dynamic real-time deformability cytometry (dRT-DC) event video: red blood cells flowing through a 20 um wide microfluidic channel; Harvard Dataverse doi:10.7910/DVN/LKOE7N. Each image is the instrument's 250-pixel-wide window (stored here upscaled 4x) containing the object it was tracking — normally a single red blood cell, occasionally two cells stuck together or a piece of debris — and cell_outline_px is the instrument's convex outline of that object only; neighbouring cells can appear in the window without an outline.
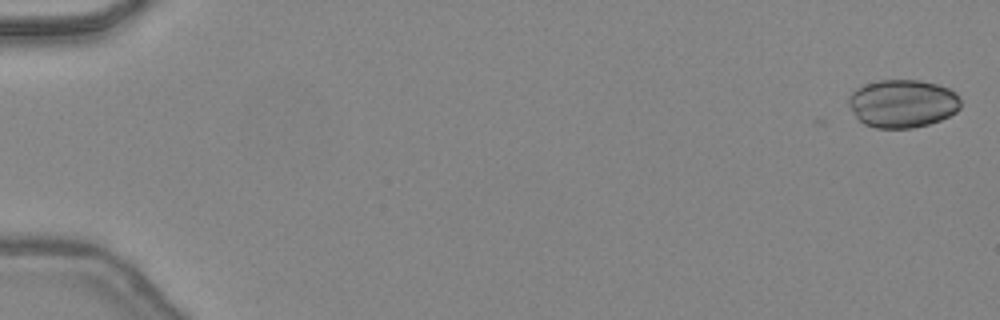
{"species": "common noctule bat (a hibernating species)", "species_latin": "Nyctalus noctula", "temperature_condition": "warm", "stored_images_in_passage": 13, "camera_frame_rate_fps": 3000, "um_per_image_px": 0.085, "animal": {"sex": "female", "body_mass_g": 24.6, "forearm_length_mm": 56.2}, "frame": {"image": 1, "passage_image": 2, "time_ms": 0.333, "image_size_px": [1000, 320], "cell_outline_px": [[960, 108], [956, 112], [940, 120], [928, 124], [912, 128], [876, 128], [864, 124], [856, 116], [848, 104], [848, 96], [856, 88], [880, 80], [920, 80], [940, 84], [956, 92], [960, 100]], "centroid_in_image_um": [76.73, 8.79], "position_along_channel_um": 8.3, "area_um2": 31.44}}